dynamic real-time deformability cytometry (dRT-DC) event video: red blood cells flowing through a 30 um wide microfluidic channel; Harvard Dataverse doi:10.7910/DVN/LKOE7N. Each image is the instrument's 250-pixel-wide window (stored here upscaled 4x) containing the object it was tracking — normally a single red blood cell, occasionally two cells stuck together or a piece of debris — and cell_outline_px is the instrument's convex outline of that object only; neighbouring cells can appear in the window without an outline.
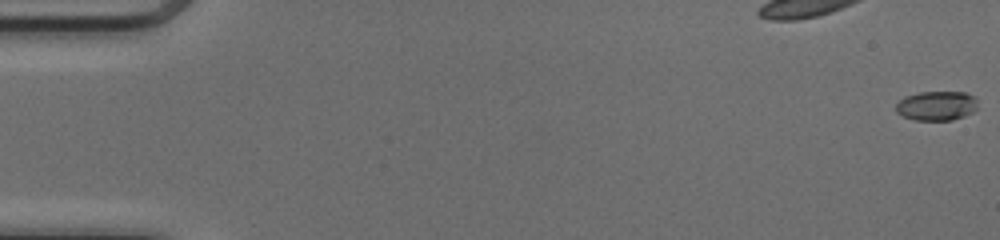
{"species": "common noctule bat (a hibernating species)", "species_latin": "Nyctalus noctula", "temperature_condition": "cold", "stored_images_in_passage": 51, "camera_frame_rate_fps": 3000, "um_per_image_px": 0.085, "animal": {"sex": "female", "body_mass_g": 17.0, "forearm_length_mm": 48.0}, "frame": {"image": 1, "passage_image": 1, "time_ms": 0.0, "image_size_px": [1000, 240], "cell_outline_px": [[976, 108], [972, 112], [964, 116], [952, 120], [916, 120], [904, 116], [896, 112], [896, 104], [904, 96], [920, 92], [964, 92], [976, 96]], "centroid_in_image_um": [79.61, 8.98], "position_along_channel_um": 5.4, "area_um2": 13.99}}
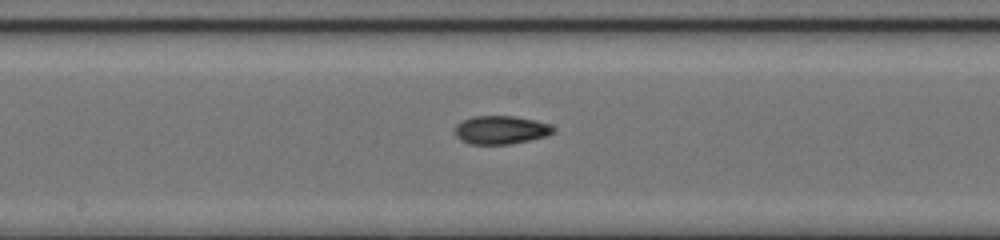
{"frame": {"image": 2, "passage_image": 28, "time_ms": 9.0, "image_size_px": [1000, 240], "cell_outline_px": [[556, 132], [548, 136], [508, 144], [468, 144], [460, 140], [456, 136], [456, 124], [472, 116], [512, 116], [532, 120], [548, 124], [556, 128]], "centroid_in_image_um": [42.58, 11.05], "position_along_channel_um": 205.6, "area_um2": 16.18}}
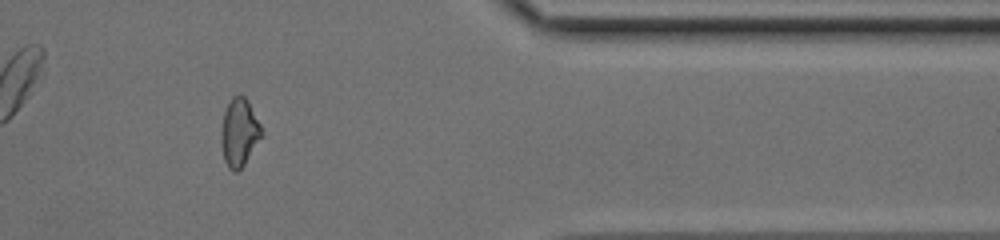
{"frame": {"image": 3, "passage_image": 43, "time_ms": 14.0, "image_size_px": [1000, 240], "cell_outline_px": [[264, 132], [244, 164], [236, 172], [232, 172], [228, 168], [224, 160], [220, 140], [220, 132], [224, 112], [232, 96], [244, 96], [248, 100]], "centroid_in_image_um": [20.32, 11.27], "position_along_channel_um": 391.1, "area_um2": 15.95}, "authors_computed_cell_mechanics": {"area_um2": 15.7216, "velocity_mm_per_s": 4.1532, "shape_relaxation_time_tau1_ms": 7.5322, "shape_relaxation_time_tau2_ms": 2.8956, "deformation_change_tau1": 0.2154, "deformation_change_tau2": 0.0808}}